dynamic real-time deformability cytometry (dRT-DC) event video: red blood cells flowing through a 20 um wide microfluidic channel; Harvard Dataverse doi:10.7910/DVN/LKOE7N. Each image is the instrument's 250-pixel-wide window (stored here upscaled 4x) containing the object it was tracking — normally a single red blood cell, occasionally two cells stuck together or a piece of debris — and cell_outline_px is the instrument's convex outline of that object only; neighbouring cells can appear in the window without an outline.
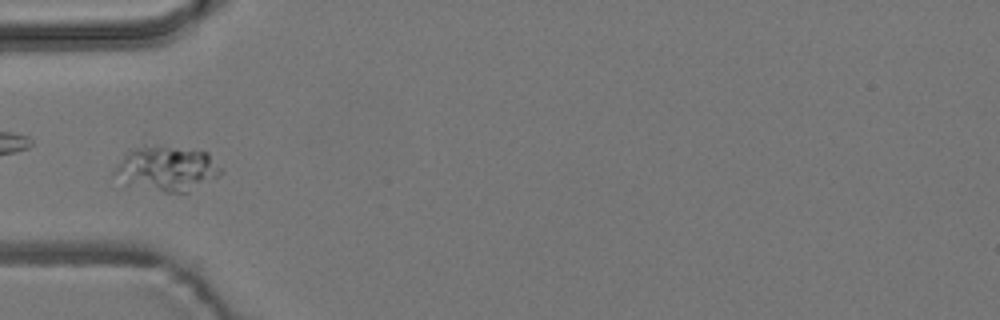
{"species": "common noctule bat (a hibernating species)", "species_latin": "Nyctalus noctula", "temperature_condition": "room temperature", "stored_images_in_passage": 7, "camera_frame_rate_fps": 3000, "um_per_image_px": 0.085, "animal": {"sex": "male", "body_mass_g": 19.2, "forearm_length_mm": 51.8}, "frame": {"image": 1, "passage_image": 6, "time_ms": 5.667, "image_size_px": [1000, 320], "cell_outline_px": [[224, 172], [188, 192], [164, 192], [128, 184], [112, 172], [124, 156], [128, 152], [144, 144], [156, 144], [208, 152], [224, 168]], "centroid_in_image_um": [14.23, 14.3], "position_along_channel_um": 70.8, "area_um2": 27.74}}
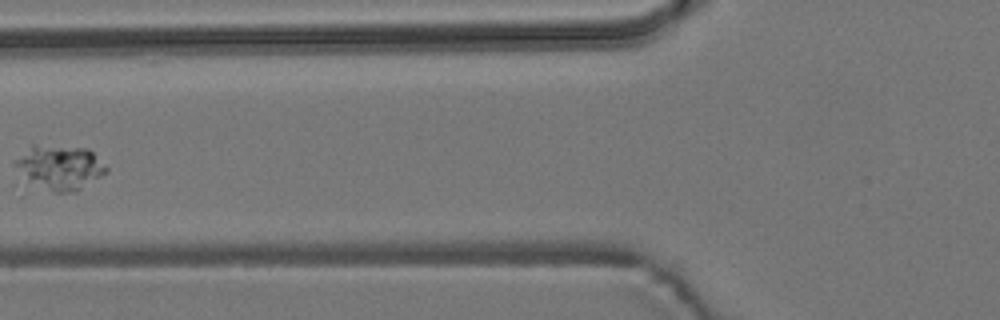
{"frame": {"image": 2, "passage_image": 7, "time_ms": 7.0, "image_size_px": [1000, 320], "cell_outline_px": [[108, 172], [76, 192], [52, 192], [28, 176], [12, 160], [32, 144], [88, 148], [108, 168]], "centroid_in_image_um": [5.17, 14.18], "position_along_channel_um": 120.6, "area_um2": 22.83}}